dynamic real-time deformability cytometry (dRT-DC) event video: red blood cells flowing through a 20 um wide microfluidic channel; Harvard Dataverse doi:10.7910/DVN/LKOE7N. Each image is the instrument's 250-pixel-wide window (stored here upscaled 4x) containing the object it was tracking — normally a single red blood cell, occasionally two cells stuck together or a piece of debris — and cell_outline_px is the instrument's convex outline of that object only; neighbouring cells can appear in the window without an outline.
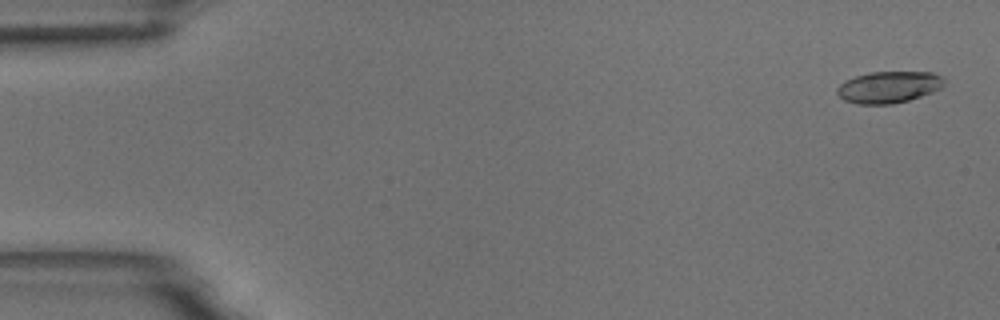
{"species": "common noctule bat (a hibernating species)", "species_latin": "Nyctalus noctula", "temperature_condition": "room temperature", "stored_images_in_passage": 54, "camera_frame_rate_fps": 3000, "um_per_image_px": 0.085, "animal": {"sex": "male", "body_mass_g": 18.8}, "frame": {"image": 1, "passage_image": 2, "time_ms": 0.333, "image_size_px": [1000, 320], "cell_outline_px": [[944, 84], [940, 88], [932, 92], [908, 100], [892, 104], [860, 104], [844, 100], [836, 92], [836, 88], [840, 84], [856, 76], [868, 72], [932, 72], [940, 76], [944, 80]], "centroid_in_image_um": [75.53, 7.4], "position_along_channel_um": 9.5, "area_um2": 19.54}}
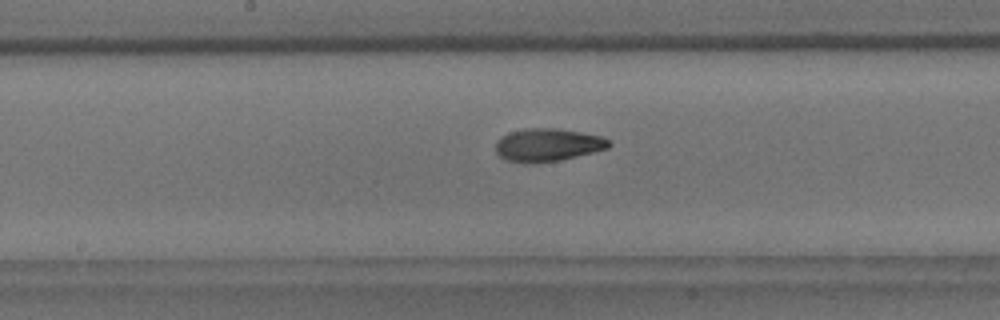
{"frame": {"image": 2, "passage_image": 28, "time_ms": 9.0, "image_size_px": [1000, 320], "cell_outline_px": [[612, 144], [608, 148], [560, 160], [532, 164], [524, 164], [504, 160], [496, 152], [496, 140], [512, 132], [528, 128], [556, 128], [580, 132], [600, 136], [608, 140]], "centroid_in_image_um": [46.52, 12.34], "position_along_channel_um": 201.7, "area_um2": 21.68}}
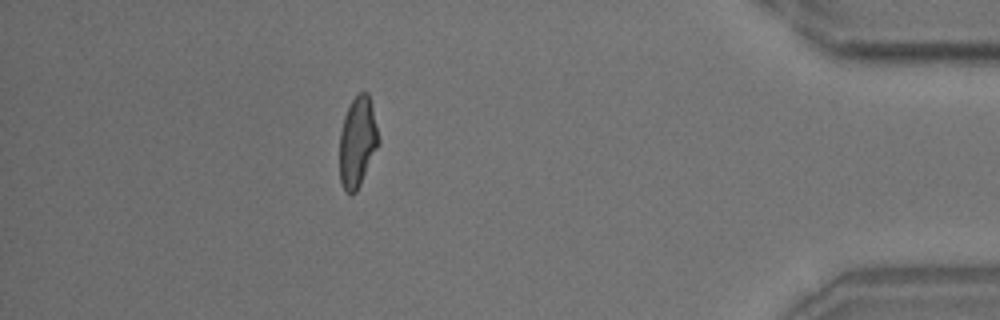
{"frame": {"image": 3, "passage_image": 48, "time_ms": 15.667, "image_size_px": [1000, 320], "cell_outline_px": [[380, 144], [356, 192], [352, 196], [344, 192], [340, 184], [340, 132], [344, 116], [352, 100], [360, 92], [368, 92], [380, 140]], "centroid_in_image_um": [30.38, 12.12], "position_along_channel_um": 404.8, "area_um2": 20.63}, "authors_computed_cell_mechanics": {"area_um2": 20.6924, "velocity_mm_per_s": 3.7441, "shape_relaxation_time_tau1_ms": 4.833, "shape_relaxation_time_tau2_ms": 2.5688, "deformation_change_tau1": 0.1806, "deformation_change_tau2": 0.0881}}